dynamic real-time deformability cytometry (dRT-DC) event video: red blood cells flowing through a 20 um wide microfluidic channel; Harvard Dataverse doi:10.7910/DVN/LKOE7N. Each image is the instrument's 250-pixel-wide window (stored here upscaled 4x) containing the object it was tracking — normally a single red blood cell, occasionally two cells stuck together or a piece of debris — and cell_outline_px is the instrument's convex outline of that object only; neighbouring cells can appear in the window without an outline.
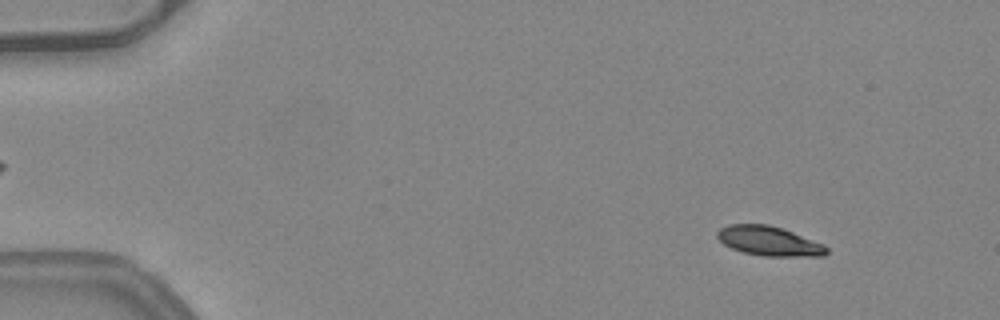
{"species": "common noctule bat (a hibernating species)", "species_latin": "Nyctalus noctula", "temperature_condition": "warm", "stored_images_in_passage": 10, "camera_frame_rate_fps": 3000, "um_per_image_px": 0.085, "animal": {"sex": "female", "body_mass_g": 24.6, "forearm_length_mm": 56.2}, "frame": {"image": 1, "passage_image": 6, "time_ms": 1.667, "image_size_px": [1000, 320], "cell_outline_px": [[828, 252], [824, 256], [764, 256], [744, 252], [732, 248], [724, 244], [716, 236], [716, 232], [720, 228], [728, 224], [768, 224], [792, 232], [824, 244], [828, 248]], "centroid_in_image_um": [65.36, 20.49], "position_along_channel_um": 19.6, "area_um2": 18.67}}